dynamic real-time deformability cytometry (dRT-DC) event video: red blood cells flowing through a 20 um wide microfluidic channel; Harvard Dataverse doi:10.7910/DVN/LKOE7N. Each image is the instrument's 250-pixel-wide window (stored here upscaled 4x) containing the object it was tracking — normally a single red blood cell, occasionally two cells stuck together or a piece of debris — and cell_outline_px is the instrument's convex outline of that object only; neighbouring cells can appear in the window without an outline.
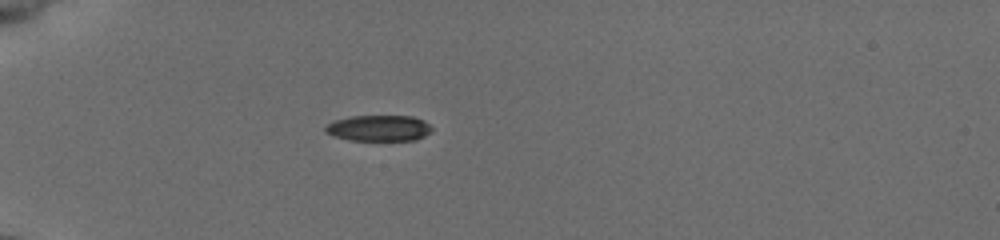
{"species": "common noctule bat (a hibernating species)", "species_latin": "Nyctalus noctula", "temperature_condition": "cold", "stored_images_in_passage": 38, "camera_frame_rate_fps": 3000, "um_per_image_px": 0.085, "animal": {"sex": "female", "body_mass_g": 19.5, "forearm_length_mm": 54.1}, "frame": {"image": 1, "passage_image": 1, "time_ms": 0.0, "image_size_px": [1000, 240], "cell_outline_px": [[432, 132], [416, 140], [348, 140], [324, 132], [324, 128], [332, 120], [352, 116], [412, 116], [424, 120], [432, 128]], "centroid_in_image_um": [32.2, 10.89], "position_along_channel_um": 52.8, "area_um2": 16.18}}
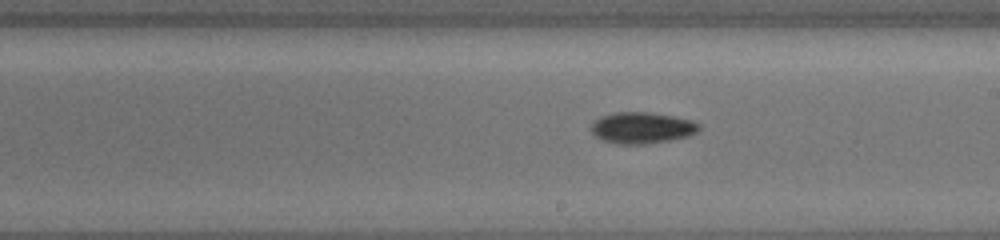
{"frame": {"image": 2, "passage_image": 17, "time_ms": 5.333, "image_size_px": [1000, 240], "cell_outline_px": [[700, 128], [696, 132], [688, 136], [668, 140], [644, 144], [616, 144], [604, 140], [596, 136], [588, 128], [600, 116], [612, 112], [648, 112], [676, 116], [692, 120], [700, 124]], "centroid_in_image_um": [54.55, 10.85], "position_along_channel_um": 234.4, "area_um2": 19.77}}
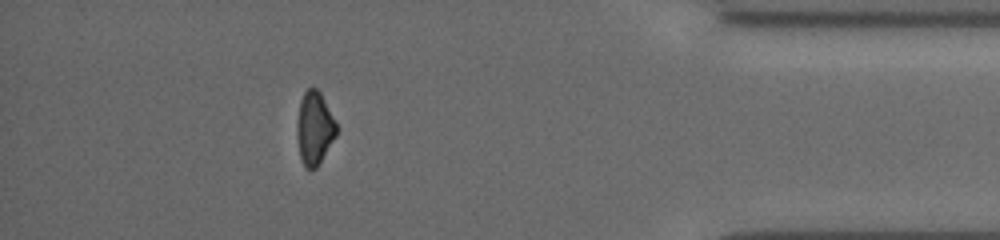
{"frame": {"image": 3, "passage_image": 33, "time_ms": 10.667, "image_size_px": [1000, 240], "cell_outline_px": [[340, 128], [336, 136], [316, 168], [304, 168], [300, 156], [296, 136], [296, 124], [300, 100], [304, 92], [312, 84], [320, 92]], "centroid_in_image_um": [26.73, 10.86], "position_along_channel_um": 408.5, "area_um2": 17.17}, "authors_computed_cell_mechanics": {"area_um2": 18.2937, "velocity_mm_per_s": 3.9021, "shape_relaxation_time_tau1_ms": 2.8371, "shape_relaxation_time_tau2_ms": null, "deformation_change_tau1": 0.1281, "deformation_change_tau2": null}}